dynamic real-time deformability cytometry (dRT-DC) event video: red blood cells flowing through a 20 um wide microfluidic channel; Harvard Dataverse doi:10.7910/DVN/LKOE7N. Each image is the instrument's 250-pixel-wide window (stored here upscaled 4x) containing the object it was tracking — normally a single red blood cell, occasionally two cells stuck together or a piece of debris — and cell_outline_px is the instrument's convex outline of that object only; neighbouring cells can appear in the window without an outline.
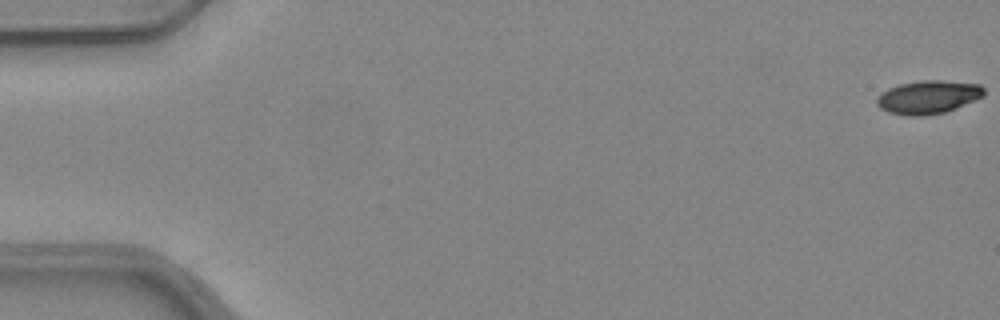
{"species": "common noctule bat (a hibernating species)", "species_latin": "Nyctalus noctula", "temperature_condition": "warm", "stored_images_in_passage": 53, "camera_frame_rate_fps": 3000, "um_per_image_px": 0.085, "animal": {"sex": "female", "body_mass_g": 24.6, "forearm_length_mm": 56.2}, "frame": {"image": 1, "passage_image": 1, "time_ms": 0.0, "image_size_px": [1000, 320], "cell_outline_px": [[984, 96], [956, 108], [944, 112], [924, 116], [904, 116], [888, 112], [880, 108], [876, 104], [876, 100], [888, 88], [900, 84], [920, 80], [940, 80], [980, 84], [984, 88]], "centroid_in_image_um": [78.9, 8.26], "position_along_channel_um": 6.1, "area_um2": 20.81}}
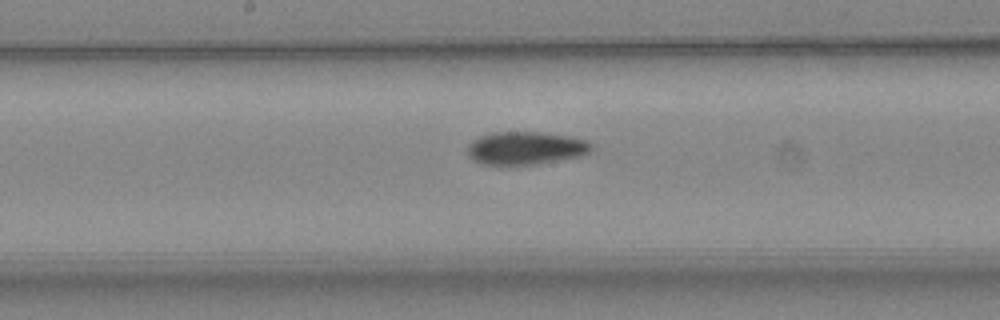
{"frame": {"image": 2, "passage_image": 28, "time_ms": 9.0, "image_size_px": [1000, 320], "cell_outline_px": [[592, 148], [584, 156], [540, 164], [508, 168], [480, 164], [472, 160], [468, 156], [468, 144], [472, 140], [480, 136], [492, 132], [540, 132], [572, 136], [588, 140], [592, 144]], "centroid_in_image_um": [44.66, 12.64], "position_along_channel_um": 203.5, "area_um2": 25.03}}
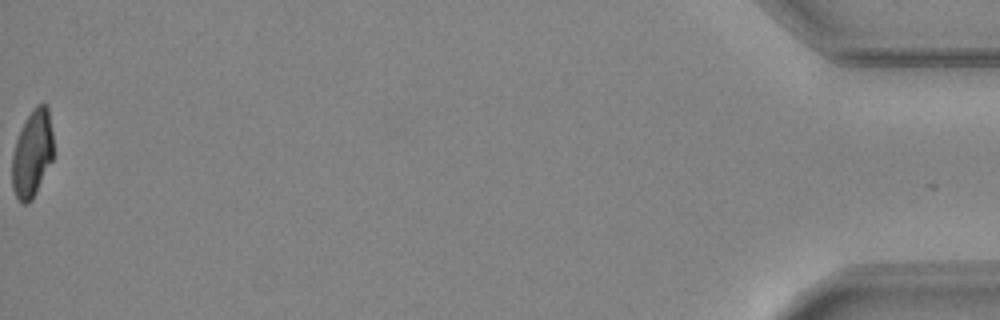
{"frame": {"image": 3, "passage_image": 53, "time_ms": 17.333, "image_size_px": [1000, 320], "cell_outline_px": [[52, 160], [32, 200], [28, 204], [24, 204], [16, 196], [12, 188], [12, 152], [20, 128], [32, 108], [36, 104], [44, 104], [48, 108], [52, 132]], "centroid_in_image_um": [2.72, 13.05], "position_along_channel_um": 432.5, "area_um2": 20.92}, "authors_computed_cell_mechanics": {"area_um2": 22.7732, "velocity_mm_per_s": 3.9865, "shape_relaxation_time_tau1_ms": 5.1958, "shape_relaxation_time_tau2_ms": 3.9865, "deformation_change_tau1": 0.1663, "deformation_change_tau2": 0.0909}}